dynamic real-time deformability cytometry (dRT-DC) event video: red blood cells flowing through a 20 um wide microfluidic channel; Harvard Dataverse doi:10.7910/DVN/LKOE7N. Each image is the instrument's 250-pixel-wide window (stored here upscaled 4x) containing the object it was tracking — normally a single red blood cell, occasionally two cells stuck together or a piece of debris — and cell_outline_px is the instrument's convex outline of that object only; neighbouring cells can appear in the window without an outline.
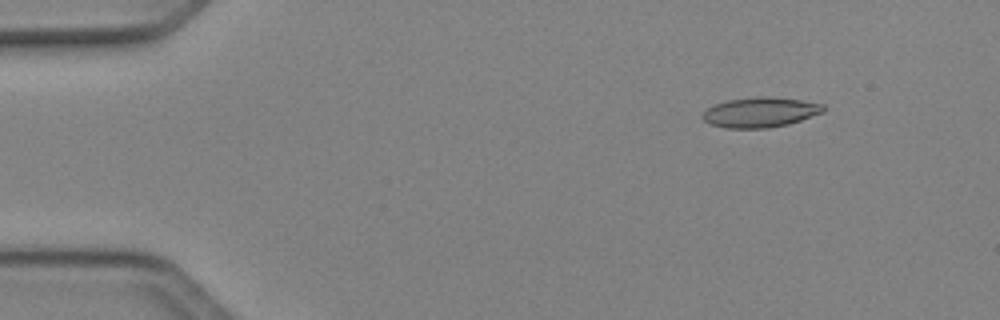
{"species": "Egyptian fruit bat (a non-hibernating species)", "species_latin": "Rousettus aegyptiacus", "temperature_condition": "cold", "stored_images_in_passage": 44, "camera_frame_rate_fps": 3000, "um_per_image_px": 0.085, "animal": {"sex": "female"}, "frame": {"image": 1, "passage_image": 1, "time_ms": 0.0, "image_size_px": [1000, 320], "cell_outline_px": [[824, 112], [788, 124], [768, 128], [724, 128], [712, 124], [704, 120], [700, 116], [708, 108], [716, 104], [728, 100], [756, 96], [768, 96], [800, 100], [824, 104]], "centroid_in_image_um": [64.62, 9.54], "position_along_channel_um": 20.4, "area_um2": 21.04}}
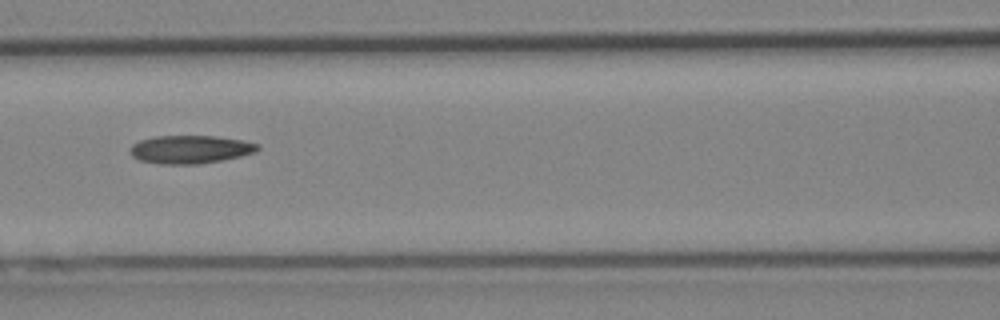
{"frame": {"image": 2, "passage_image": 17, "time_ms": 5.333, "image_size_px": [1000, 320], "cell_outline_px": [[260, 148], [256, 152], [240, 156], [200, 164], [160, 164], [140, 160], [132, 156], [132, 144], [140, 140], [152, 136], [212, 136], [244, 140], [260, 144]], "centroid_in_image_um": [16.2, 12.69], "position_along_channel_um": 150.4, "area_um2": 20.87}}
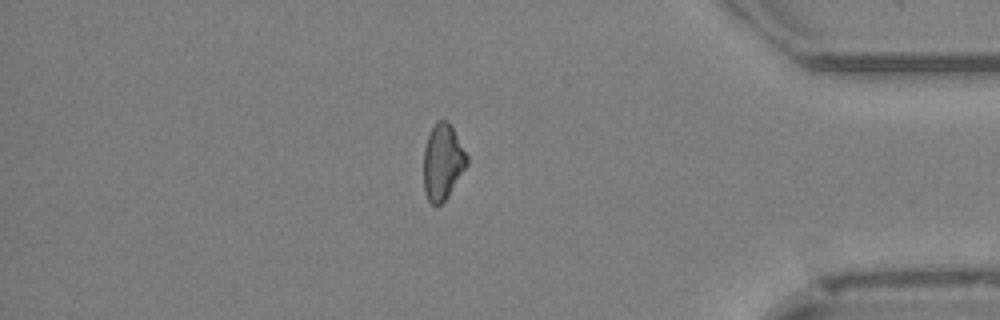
{"frame": {"image": 3, "passage_image": 37, "time_ms": 12.0, "image_size_px": [1000, 320], "cell_outline_px": [[468, 164], [448, 196], [440, 204], [432, 204], [428, 200], [424, 192], [424, 148], [428, 136], [436, 120], [448, 120], [468, 156]], "centroid_in_image_um": [37.63, 13.75], "position_along_channel_um": 397.6, "area_um2": 19.02}}